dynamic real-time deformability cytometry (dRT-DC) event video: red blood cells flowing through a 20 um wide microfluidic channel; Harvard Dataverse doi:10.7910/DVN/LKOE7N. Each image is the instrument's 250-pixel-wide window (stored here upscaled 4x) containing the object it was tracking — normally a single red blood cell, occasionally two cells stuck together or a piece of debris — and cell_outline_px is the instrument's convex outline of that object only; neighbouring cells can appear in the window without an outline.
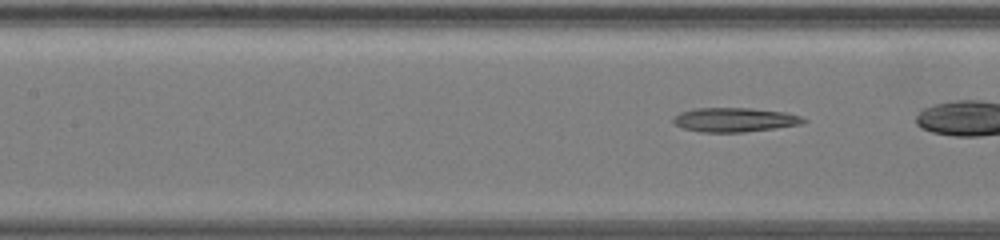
{"species": "common noctule bat (a hibernating species)", "species_latin": "Nyctalus noctula", "temperature_condition": "warm", "stored_images_in_passage": 42, "camera_frame_rate_fps": 3000, "um_per_image_px": 0.085, "animal": {"sex": "female", "body_mass_g": 19.5, "forearm_length_mm": 54.1}, "frame": {"image": 1, "passage_image": 19, "time_ms": 6.0, "image_size_px": [1000, 240], "cell_outline_px": [[808, 120], [800, 124], [776, 128], [744, 132], [700, 132], [684, 128], [672, 124], [672, 120], [680, 112], [692, 108], [752, 108], [784, 112], [800, 116]], "centroid_in_image_um": [62.41, 10.18], "position_along_channel_um": 145.0, "area_um2": 18.38}}